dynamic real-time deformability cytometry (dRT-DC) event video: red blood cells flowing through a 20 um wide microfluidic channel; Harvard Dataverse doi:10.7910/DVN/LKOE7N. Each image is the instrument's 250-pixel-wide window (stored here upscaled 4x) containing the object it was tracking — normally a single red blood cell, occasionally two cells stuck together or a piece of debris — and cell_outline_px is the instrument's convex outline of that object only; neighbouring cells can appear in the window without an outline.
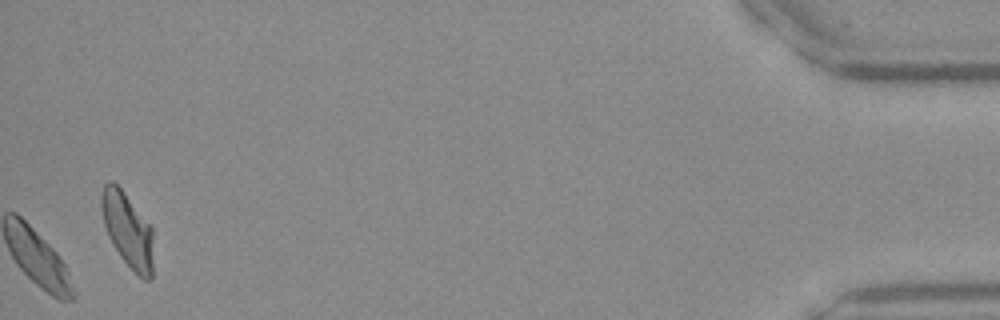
{"species": "Egyptian fruit bat (a non-hibernating species)", "species_latin": "Rousettus aegyptiacus", "temperature_condition": "warm", "stored_images_in_passage": 31, "camera_frame_rate_fps": 3000, "um_per_image_px": 0.085, "frame": {"image": 1, "passage_image": 31, "time_ms": 10.0, "image_size_px": [1000, 320], "cell_outline_px": [[152, 276], [148, 280], [144, 280], [120, 256], [108, 236], [104, 224], [100, 204], [100, 196], [104, 184], [108, 180], [112, 180], [120, 188], [152, 228]], "centroid_in_image_um": [10.82, 19.51], "position_along_channel_um": 424.4, "area_um2": 22.08}}